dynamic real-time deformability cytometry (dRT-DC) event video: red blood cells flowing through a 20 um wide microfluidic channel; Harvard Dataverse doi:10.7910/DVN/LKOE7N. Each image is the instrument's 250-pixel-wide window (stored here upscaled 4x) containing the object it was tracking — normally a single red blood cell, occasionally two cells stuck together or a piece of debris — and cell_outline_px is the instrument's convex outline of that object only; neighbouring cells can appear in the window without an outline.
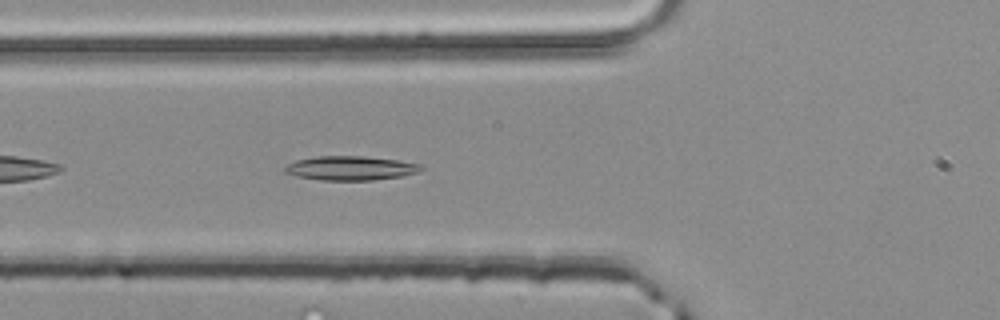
{"species": "common noctule bat (a hibernating species)", "species_latin": "Nyctalus noctula", "temperature_condition": "room temperature", "stored_images_in_passage": 36, "camera_frame_rate_fps": 3000, "um_per_image_px": 0.085, "animal": {"sex": "male", "body_mass_g": 20.4}, "frame": {"image": 1, "passage_image": 4, "time_ms": 1.0, "image_size_px": [1000, 320], "cell_outline_px": [[424, 168], [416, 172], [404, 176], [372, 180], [320, 180], [296, 176], [284, 172], [284, 168], [288, 164], [296, 160], [316, 156], [364, 156], [396, 160], [420, 164]], "centroid_in_image_um": [29.78, 14.29], "position_along_channel_um": 96.0, "area_um2": 19.13}}
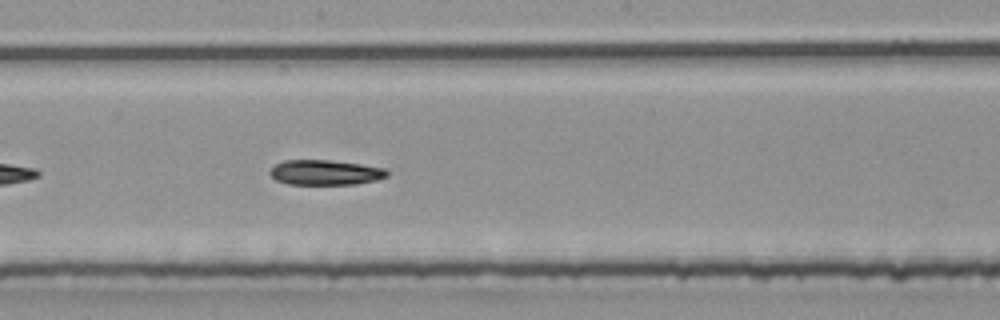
{"frame": {"image": 2, "passage_image": 13, "time_ms": 4.0, "image_size_px": [1000, 320], "cell_outline_px": [[388, 176], [376, 180], [356, 184], [288, 184], [276, 180], [268, 172], [276, 164], [284, 160], [328, 160], [360, 164], [384, 168], [388, 172]], "centroid_in_image_um": [27.64, 14.66], "position_along_channel_um": 220.6, "area_um2": 16.99}}
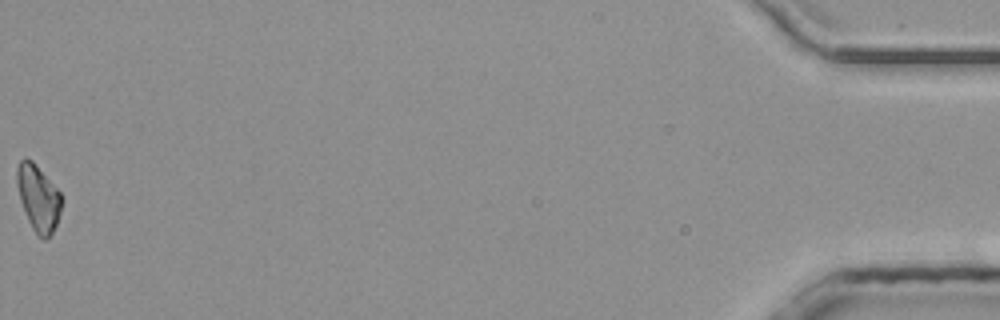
{"frame": {"image": 3, "passage_image": 36, "time_ms": 11.667, "image_size_px": [1000, 320], "cell_outline_px": [[60, 212], [56, 224], [52, 232], [44, 240], [40, 240], [36, 236], [28, 220], [20, 200], [16, 180], [16, 168], [20, 160], [24, 156], [32, 160], [60, 192]], "centroid_in_image_um": [3.22, 16.82], "position_along_channel_um": 432.0, "area_um2": 17.11}}